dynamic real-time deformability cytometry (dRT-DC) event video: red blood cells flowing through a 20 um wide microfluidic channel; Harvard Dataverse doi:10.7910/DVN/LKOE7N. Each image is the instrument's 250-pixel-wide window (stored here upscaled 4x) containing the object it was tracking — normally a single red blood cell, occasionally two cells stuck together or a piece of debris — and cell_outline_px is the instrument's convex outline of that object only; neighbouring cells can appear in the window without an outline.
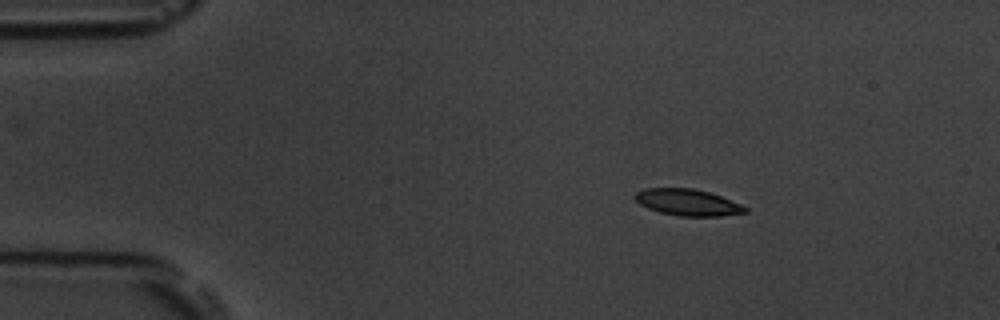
{"species": "common noctule bat (a hibernating species)", "species_latin": "Nyctalus noctula", "temperature_condition": "room temperature", "stored_images_in_passage": 4, "camera_frame_rate_fps": 3000, "um_per_image_px": 0.085, "animal": {"sex": "male", "body_mass_g": 19.5, "forearm_length_mm": 54.6}, "frame": {"image": 1, "passage_image": 1, "time_ms": 0.0, "image_size_px": [1000, 320], "cell_outline_px": [[748, 212], [720, 216], [680, 216], [660, 212], [648, 208], [640, 204], [632, 196], [636, 192], [644, 188], [692, 188], [708, 192], [720, 196], [740, 204], [748, 208]], "centroid_in_image_um": [58.43, 17.2], "position_along_channel_um": 26.6, "area_um2": 16.94}}
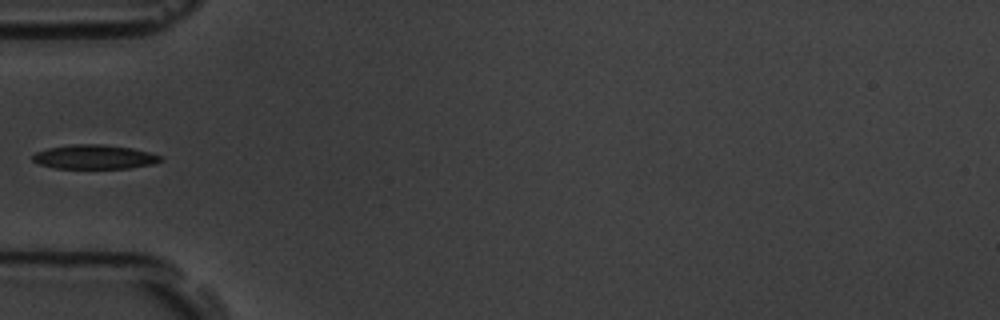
{"frame": {"image": 2, "passage_image": 4, "time_ms": 3.333, "image_size_px": [1000, 320], "cell_outline_px": [[164, 160], [152, 164], [128, 168], [56, 168], [40, 164], [32, 160], [32, 156], [36, 152], [48, 148], [72, 144], [104, 144], [132, 148], [148, 152], [160, 156]], "centroid_in_image_um": [8.02, 13.33], "position_along_channel_um": 77.0, "area_um2": 17.92}}